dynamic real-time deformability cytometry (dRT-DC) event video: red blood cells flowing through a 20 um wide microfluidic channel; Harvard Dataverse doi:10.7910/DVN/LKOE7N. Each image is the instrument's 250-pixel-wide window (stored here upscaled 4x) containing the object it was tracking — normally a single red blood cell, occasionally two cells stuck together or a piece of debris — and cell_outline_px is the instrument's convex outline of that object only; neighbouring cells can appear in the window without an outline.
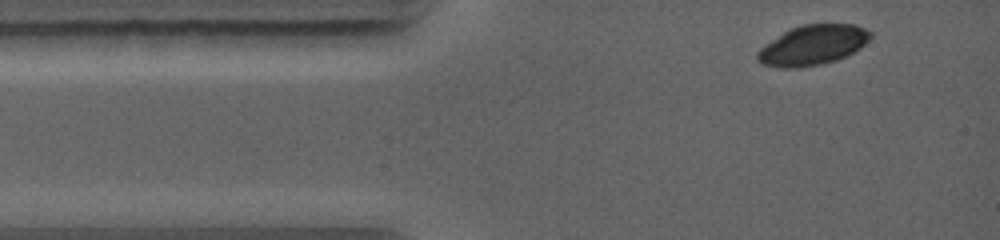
{"species": "common noctule bat (a hibernating species)", "species_latin": "Nyctalus noctula", "temperature_condition": "warm", "stored_images_in_passage": 2, "camera_frame_rate_fps": 5000, "um_per_image_px": 0.085, "animal": {"sex": "female", "body_mass_g": 19.0, "forearm_length_mm": 56.7}, "frame": {"image": 1, "passage_image": 1, "time_ms": 0.0, "image_size_px": [1000, 240], "cell_outline_px": [[872, 36], [860, 48], [836, 60], [820, 64], [800, 68], [780, 68], [764, 64], [756, 60], [756, 52], [764, 44], [784, 32], [792, 28], [804, 24], [856, 24], [872, 32]], "centroid_in_image_um": [69.06, 3.83], "position_along_channel_um": 15.9, "area_um2": 26.24}}